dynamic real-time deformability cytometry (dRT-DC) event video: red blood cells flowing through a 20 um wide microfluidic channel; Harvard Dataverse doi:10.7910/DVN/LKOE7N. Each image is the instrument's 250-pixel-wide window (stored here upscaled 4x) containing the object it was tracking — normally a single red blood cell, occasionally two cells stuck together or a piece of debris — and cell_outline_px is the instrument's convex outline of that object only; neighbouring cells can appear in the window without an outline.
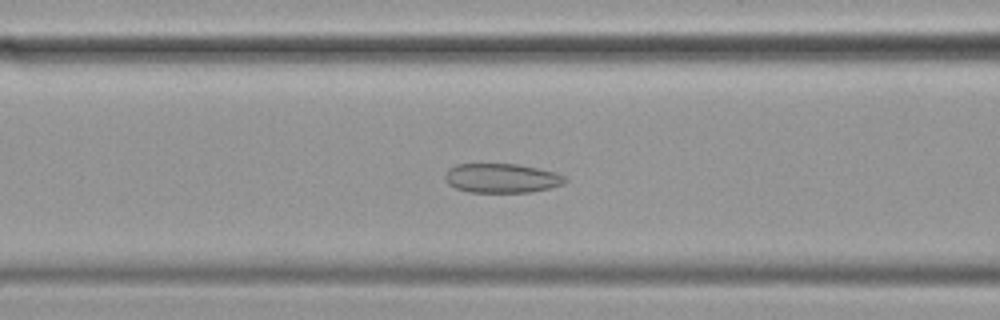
{"species": "common noctule bat (a hibernating species)", "species_latin": "Nyctalus noctula", "temperature_condition": "cold", "stored_images_in_passage": 57, "camera_frame_rate_fps": 3000, "um_per_image_px": 0.085, "animal": {"sex": "female", "body_mass_g": 19.9}, "frame": {"image": 1, "passage_image": 22, "time_ms": 7.0, "image_size_px": [1000, 320], "cell_outline_px": [[568, 180], [560, 184], [548, 188], [528, 192], [468, 192], [456, 188], [448, 184], [444, 176], [444, 172], [448, 168], [456, 164], [516, 164], [536, 168], [552, 172], [564, 176]], "centroid_in_image_um": [42.56, 15.14], "position_along_channel_um": 124.0, "area_um2": 20.29}}
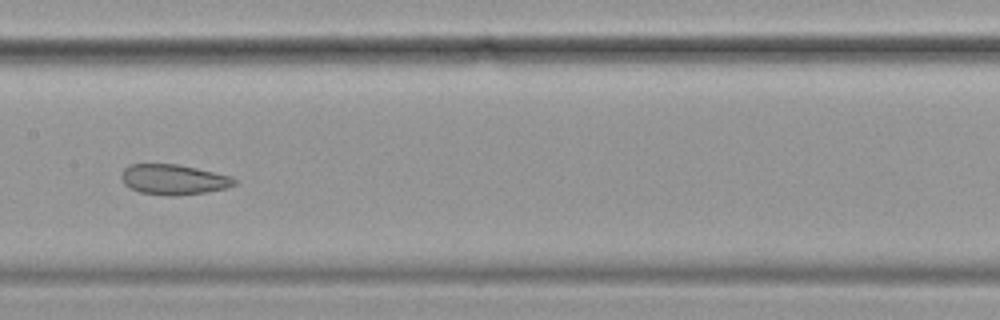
{"frame": {"image": 2, "passage_image": 28, "time_ms": 9.0, "image_size_px": [1000, 320], "cell_outline_px": [[236, 184], [224, 188], [204, 192], [176, 196], [164, 196], [140, 192], [124, 184], [120, 176], [124, 168], [132, 164], [176, 164], [196, 168], [232, 176], [236, 180]], "centroid_in_image_um": [14.73, 15.26], "position_along_channel_um": 192.7, "area_um2": 19.83}}
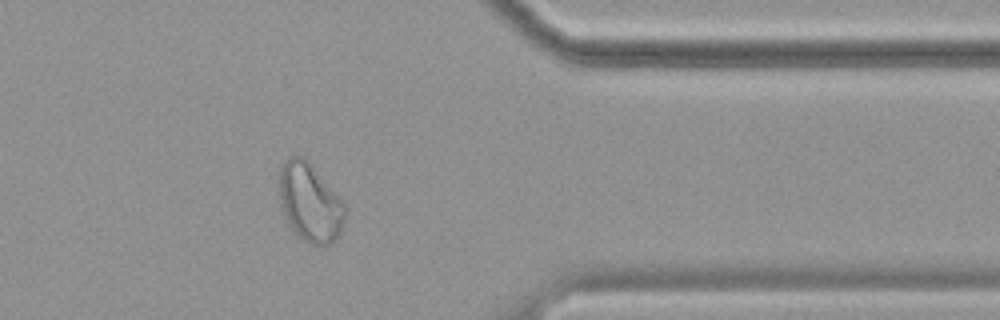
{"frame": {"image": 3, "passage_image": 46, "time_ms": 15.0, "image_size_px": [1000, 320], "cell_outline_px": [[344, 220], [340, 232], [328, 244], [320, 248], [308, 244], [288, 224], [280, 208], [276, 192], [276, 180], [280, 164], [284, 160], [292, 156], [304, 156], [308, 160], [344, 200]], "centroid_in_image_um": [26.27, 17.16], "position_along_channel_um": 385.1, "area_um2": 31.1}, "authors_computed_cell_mechanics": {"area_um2": 26.4146, "velocity_mm_per_s": 3.4383, "shape_relaxation_time_tau1_ms": null, "shape_relaxation_time_tau2_ms": 2.5573, "deformation_change_tau1": null, "deformation_change_tau2": 0.0816}}